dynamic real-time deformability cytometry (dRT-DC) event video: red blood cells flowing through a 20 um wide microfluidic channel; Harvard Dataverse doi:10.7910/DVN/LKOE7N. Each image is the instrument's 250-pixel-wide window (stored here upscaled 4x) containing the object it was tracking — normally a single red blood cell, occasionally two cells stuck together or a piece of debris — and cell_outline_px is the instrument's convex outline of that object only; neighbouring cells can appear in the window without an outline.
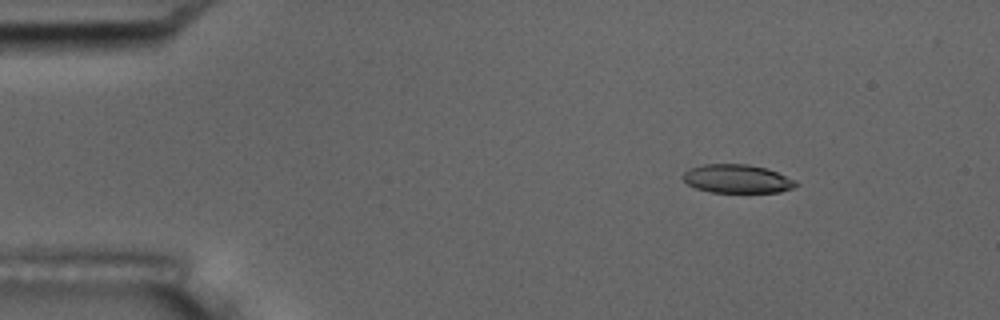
{"species": "common noctule bat (a hibernating species)", "species_latin": "Nyctalus noctula", "temperature_condition": "room temperature", "stored_images_in_passage": 4, "camera_frame_rate_fps": 3000, "um_per_image_px": 0.085, "animal": {"sex": "male", "body_mass_g": 17.5, "forearm_length_mm": 52.3}, "frame": {"image": 1, "passage_image": 2, "time_ms": 2.0, "image_size_px": [1000, 320], "cell_outline_px": [[800, 184], [792, 188], [780, 192], [712, 192], [696, 188], [688, 184], [680, 176], [688, 168], [704, 164], [748, 164], [764, 168], [776, 172], [796, 180]], "centroid_in_image_um": [62.64, 15.19], "position_along_channel_um": 22.4, "area_um2": 18.79}}